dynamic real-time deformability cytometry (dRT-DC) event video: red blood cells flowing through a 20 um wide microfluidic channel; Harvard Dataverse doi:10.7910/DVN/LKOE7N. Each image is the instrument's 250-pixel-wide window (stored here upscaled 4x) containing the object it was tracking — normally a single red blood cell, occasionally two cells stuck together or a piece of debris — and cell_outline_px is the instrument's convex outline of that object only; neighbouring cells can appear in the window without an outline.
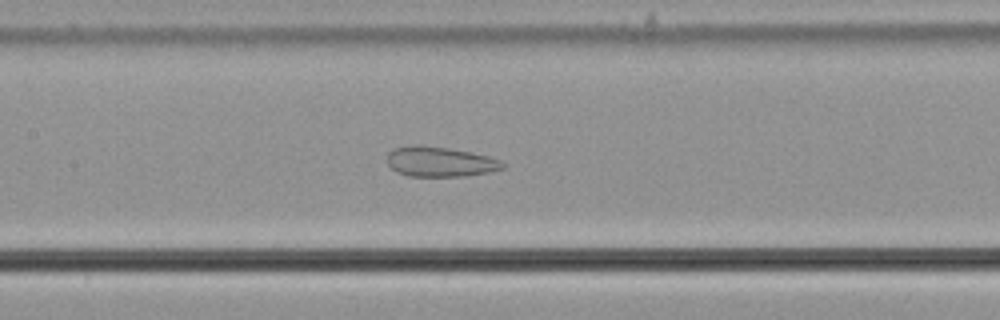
{"species": "common noctule bat (a hibernating species)", "species_latin": "Nyctalus noctula", "temperature_condition": "cold", "stored_images_in_passage": 57, "camera_frame_rate_fps": 3000, "um_per_image_px": 0.085, "animal": {"sex": "male", "body_mass_g": 21.5, "forearm_length_mm": 52.0}, "frame": {"image": 1, "passage_image": 28, "time_ms": 9.0, "image_size_px": [1000, 320], "cell_outline_px": [[508, 164], [504, 168], [488, 172], [464, 176], [408, 176], [396, 172], [388, 164], [388, 152], [392, 148], [412, 144], [420, 144], [448, 148], [488, 156], [500, 160]], "centroid_in_image_um": [37.38, 13.74], "position_along_channel_um": 170.0, "area_um2": 20.35}}
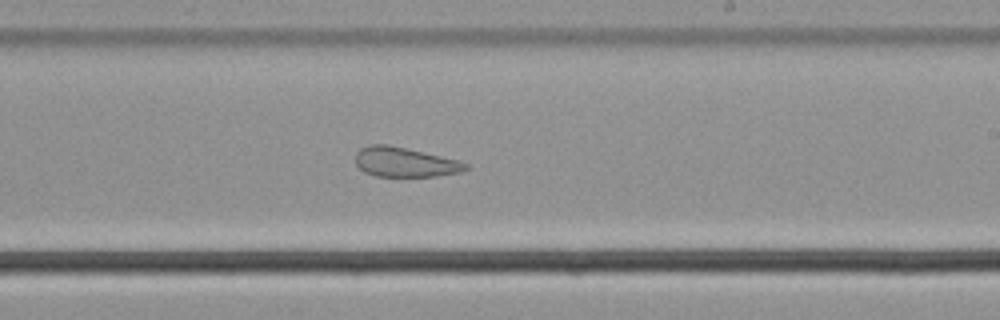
{"frame": {"image": 2, "passage_image": 35, "time_ms": 11.333, "image_size_px": [1000, 320], "cell_outline_px": [[468, 168], [460, 172], [436, 176], [376, 176], [364, 172], [356, 164], [356, 152], [360, 148], [368, 144], [388, 144], [440, 156], [456, 160], [468, 164]], "centroid_in_image_um": [34.36, 13.78], "position_along_channel_um": 254.6, "area_um2": 18.84}}
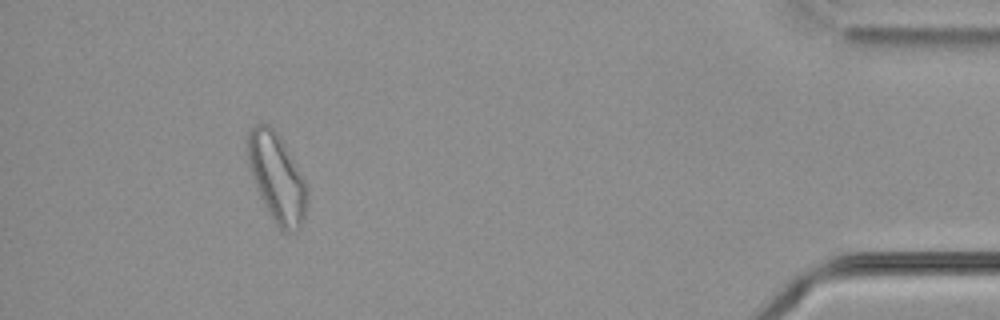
{"frame": {"image": 3, "passage_image": 53, "time_ms": 17.333, "image_size_px": [1000, 320], "cell_outline_px": [[308, 200], [304, 220], [296, 228], [288, 232], [284, 232], [276, 224], [264, 204], [260, 196], [252, 176], [248, 164], [248, 132], [256, 124], [268, 124], [276, 132], [304, 180], [308, 196]], "centroid_in_image_um": [23.52, 15.12], "position_along_channel_um": 411.7, "area_um2": 29.65}, "authors_computed_cell_mechanics": {"area_um2": 27.9174, "velocity_mm_per_s": 3.633, "shape_relaxation_time_tau1_ms": null, "shape_relaxation_time_tau2_ms": 2.1691, "deformation_change_tau1": null, "deformation_change_tau2": 0.0899}}